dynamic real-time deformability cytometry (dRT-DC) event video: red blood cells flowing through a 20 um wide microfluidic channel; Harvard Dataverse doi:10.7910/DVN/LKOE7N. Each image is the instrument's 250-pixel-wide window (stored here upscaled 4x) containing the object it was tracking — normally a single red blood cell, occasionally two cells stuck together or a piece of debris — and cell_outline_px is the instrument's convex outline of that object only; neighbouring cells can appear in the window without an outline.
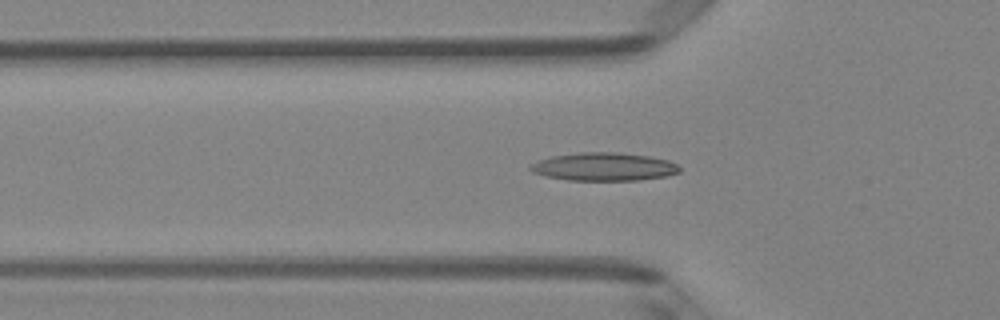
{"species": "Egyptian fruit bat (a non-hibernating species)", "species_latin": "Rousettus aegyptiacus", "temperature_condition": "room temperature", "stored_images_in_passage": 34, "camera_frame_rate_fps": 3000, "um_per_image_px": 0.085, "animal": {"sex": "female"}, "frame": {"image": 1, "passage_image": 9, "time_ms": 2.667, "image_size_px": [1000, 320], "cell_outline_px": [[680, 172], [664, 176], [636, 180], [568, 180], [544, 176], [532, 172], [528, 168], [532, 164], [540, 160], [552, 156], [580, 152], [616, 152], [648, 156], [668, 160], [676, 164], [680, 168]], "centroid_in_image_um": [51.31, 14.17], "position_along_channel_um": 74.5, "area_um2": 24.28}}
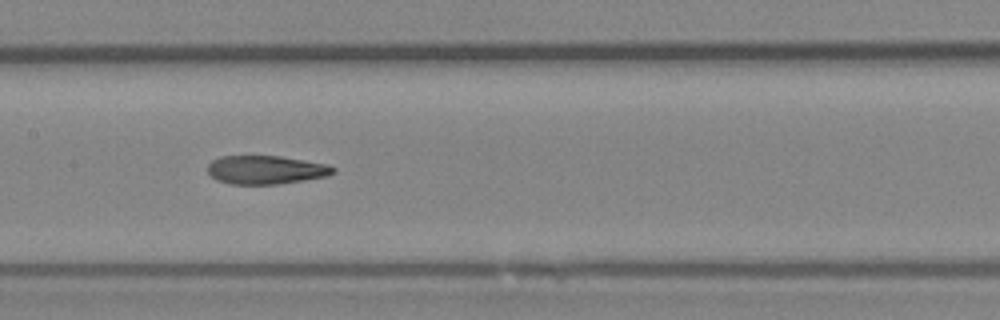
{"frame": {"image": 2, "passage_image": 17, "time_ms": 5.333, "image_size_px": [1000, 320], "cell_outline_px": [[336, 172], [328, 176], [304, 180], [276, 184], [228, 184], [216, 180], [208, 172], [208, 164], [212, 160], [220, 156], [280, 156], [328, 164], [336, 168]], "centroid_in_image_um": [22.61, 14.43], "position_along_channel_um": 184.8, "area_um2": 20.98}}
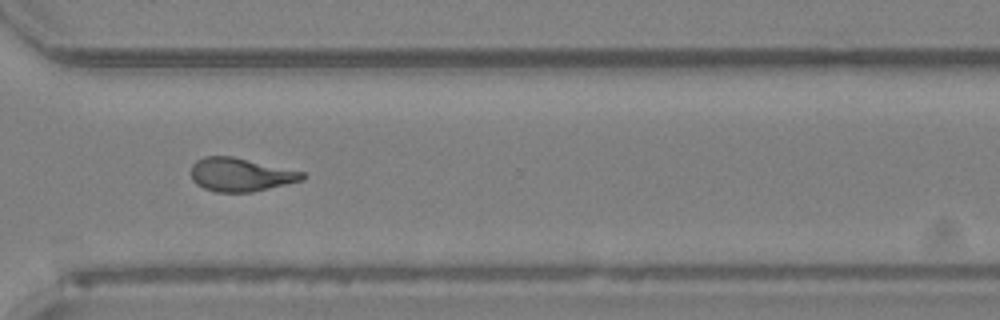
{"frame": {"image": 3, "passage_image": 29, "time_ms": 9.333, "image_size_px": [1000, 320], "cell_outline_px": [[304, 180], [252, 192], [216, 192], [204, 188], [196, 184], [192, 180], [192, 164], [196, 160], [204, 156], [232, 156], [304, 172]], "centroid_in_image_um": [20.43, 14.84], "position_along_channel_um": 350.2, "area_um2": 21.62}, "authors_computed_cell_mechanics": {"area_um2": 21.6172, "velocity_mm_per_s": 4.1295, "shape_relaxation_time_tau1_ms": null, "shape_relaxation_time_tau2_ms": 2.6146, "deformation_change_tau1": null, "deformation_change_tau2": 0.1127}}